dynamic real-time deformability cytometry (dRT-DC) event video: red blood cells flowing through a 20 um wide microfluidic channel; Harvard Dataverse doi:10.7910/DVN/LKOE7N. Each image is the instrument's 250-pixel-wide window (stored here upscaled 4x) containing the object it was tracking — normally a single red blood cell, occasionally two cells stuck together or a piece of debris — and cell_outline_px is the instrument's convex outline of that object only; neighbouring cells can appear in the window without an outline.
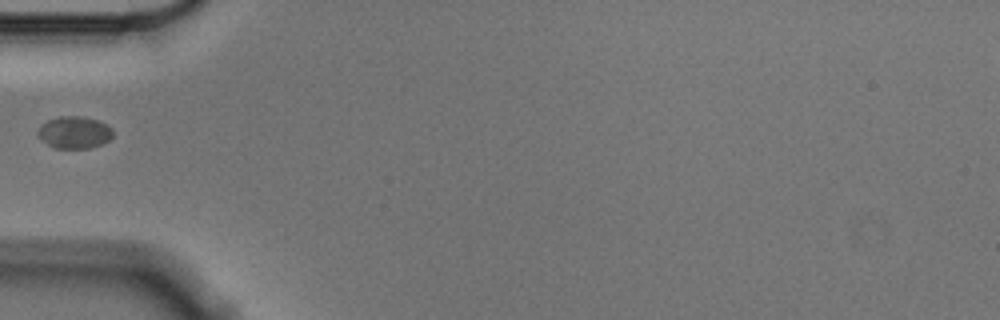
{"species": "Egyptian fruit bat (a non-hibernating species)", "species_latin": "Rousettus aegyptiacus", "temperature_condition": "cold", "stored_images_in_passage": 38, "camera_frame_rate_fps": 3000, "um_per_image_px": 0.085, "animal": {"sex": "male"}, "frame": {"image": 1, "passage_image": 1, "time_ms": 0.0, "image_size_px": [1000, 320], "cell_outline_px": [[112, 136], [108, 140], [92, 148], [52, 148], [36, 132], [40, 124], [48, 120], [60, 116], [80, 116], [96, 120], [108, 124], [112, 128]], "centroid_in_image_um": [6.32, 11.25], "position_along_channel_um": 78.7, "area_um2": 13.99}}
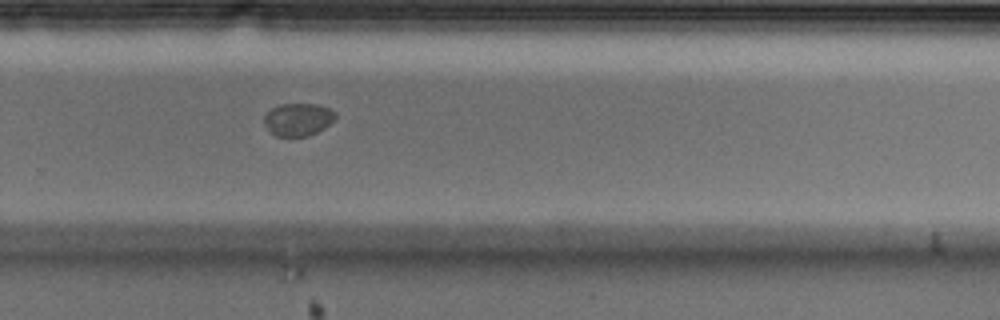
{"frame": {"image": 2, "passage_image": 20, "time_ms": 6.333, "image_size_px": [1000, 320], "cell_outline_px": [[336, 116], [324, 128], [308, 136], [276, 136], [268, 132], [264, 124], [264, 116], [272, 108], [280, 104], [320, 104], [336, 112]], "centroid_in_image_um": [25.31, 10.15], "position_along_channel_um": 304.5, "area_um2": 13.58}}
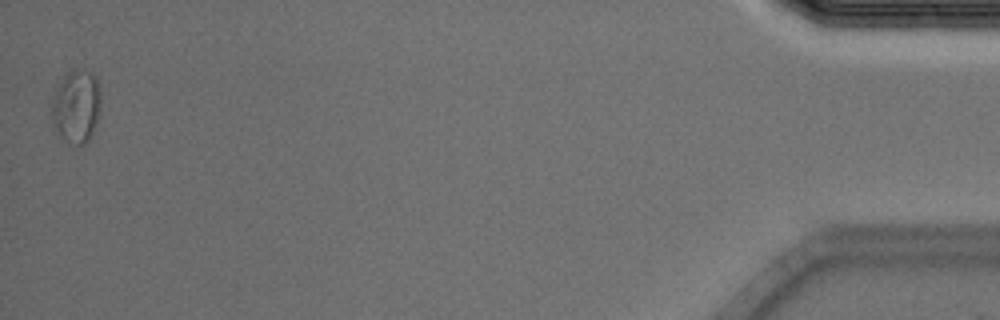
{"frame": {"image": 3, "passage_image": 38, "time_ms": 12.333, "image_size_px": [1000, 320], "cell_outline_px": [[100, 112], [96, 124], [88, 140], [80, 148], [56, 132], [52, 128], [52, 96], [60, 80], [72, 68], [84, 68], [96, 76], [100, 92]], "centroid_in_image_um": [6.48, 9.01], "position_along_channel_um": 428.7, "area_um2": 21.33}}